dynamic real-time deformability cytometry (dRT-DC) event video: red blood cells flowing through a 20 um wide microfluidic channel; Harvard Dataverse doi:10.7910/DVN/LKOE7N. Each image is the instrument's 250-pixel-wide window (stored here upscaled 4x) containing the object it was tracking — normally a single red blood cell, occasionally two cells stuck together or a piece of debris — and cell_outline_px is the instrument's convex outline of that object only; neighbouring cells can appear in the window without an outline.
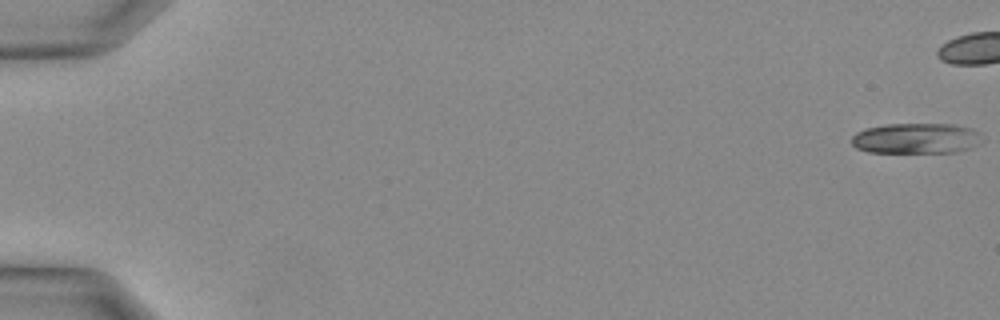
{"species": "Egyptian fruit bat (a non-hibernating species)", "species_latin": "Rousettus aegyptiacus", "temperature_condition": "warm", "stored_images_in_passage": 10, "camera_frame_rate_fps": 3000, "um_per_image_px": 0.085, "animal": {"sex": "female"}, "frame": {"image": 1, "passage_image": 1, "time_ms": 0.0, "image_size_px": [1000, 320], "cell_outline_px": [[984, 140], [980, 144], [956, 152], [868, 152], [856, 148], [852, 144], [852, 136], [856, 132], [868, 128], [888, 124], [952, 124], [968, 128], [976, 132]], "centroid_in_image_um": [77.86, 11.77], "position_along_channel_um": 7.1, "area_um2": 23.0}}